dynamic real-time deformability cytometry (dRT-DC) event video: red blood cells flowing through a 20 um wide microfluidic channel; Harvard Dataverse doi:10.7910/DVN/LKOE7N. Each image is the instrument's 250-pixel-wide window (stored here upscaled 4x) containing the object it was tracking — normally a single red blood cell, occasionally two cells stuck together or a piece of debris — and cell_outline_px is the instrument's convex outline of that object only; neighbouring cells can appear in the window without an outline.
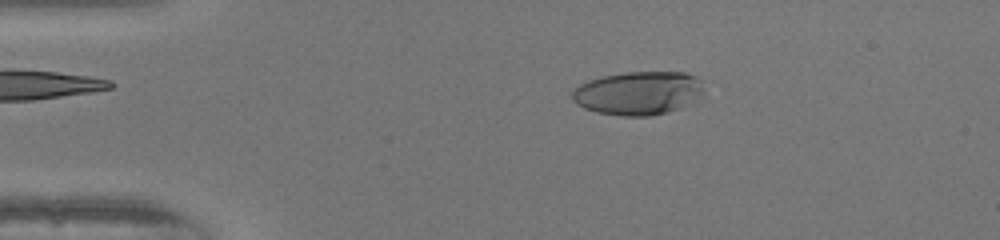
{"species": "human", "species_latin": "Homo sapiens", "temperature_condition": "warm", "stored_images_in_passage": 51, "camera_frame_rate_fps": 3000, "um_per_image_px": 0.085, "donor": {"sex": "female"}, "frame": {"image": 1, "passage_image": 10, "time_ms": 3.0, "image_size_px": [1000, 240], "cell_outline_px": [[704, 92], [692, 104], [668, 112], [652, 116], [624, 116], [596, 112], [584, 108], [576, 104], [572, 100], [572, 92], [580, 84], [588, 80], [604, 76], [624, 72], [684, 72], [696, 76], [704, 80]], "centroid_in_image_um": [54.31, 7.91], "position_along_channel_um": 30.7, "area_um2": 33.87}}
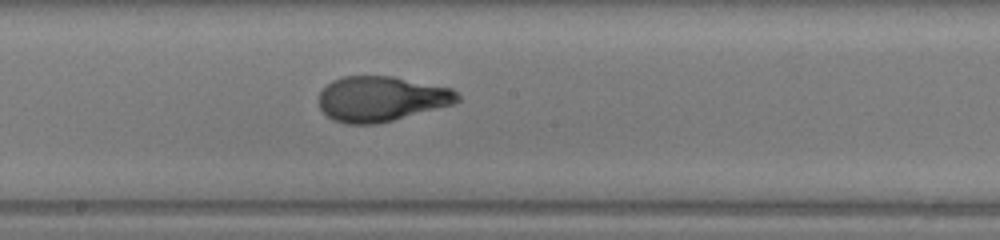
{"frame": {"image": 2, "passage_image": 28, "time_ms": 9.0, "image_size_px": [1000, 240], "cell_outline_px": [[460, 100], [452, 104], [392, 120], [376, 124], [344, 124], [332, 120], [320, 108], [316, 100], [320, 92], [332, 80], [340, 76], [392, 76], [452, 88], [460, 96]], "centroid_in_image_um": [32.35, 8.39], "position_along_channel_um": 215.8, "area_um2": 36.53}}
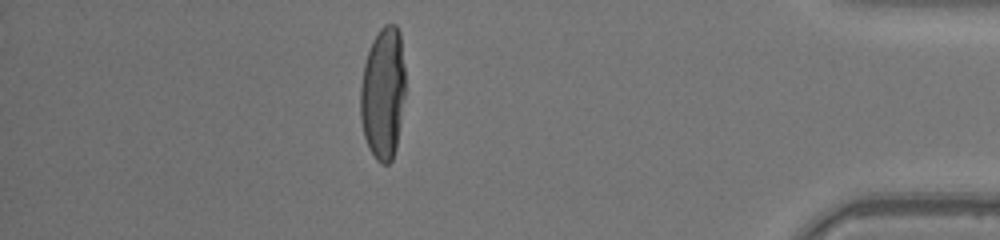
{"frame": {"image": 3, "passage_image": 45, "time_ms": 14.667, "image_size_px": [1000, 240], "cell_outline_px": [[404, 96], [396, 148], [392, 160], [388, 164], [380, 164], [376, 160], [368, 148], [364, 136], [360, 116], [360, 88], [364, 64], [372, 40], [380, 28], [384, 24], [396, 24], [400, 32], [404, 68]], "centroid_in_image_um": [32.54, 7.93], "position_along_channel_um": 402.7, "area_um2": 34.74}, "authors_computed_cell_mechanics": {"area_um2": 35.6626, "velocity_mm_per_s": 4.0789, "shape_relaxation_time_tau1_ms": 4.7848, "shape_relaxation_time_tau2_ms": null, "deformation_change_tau1": 0.2873, "deformation_change_tau2": null}}